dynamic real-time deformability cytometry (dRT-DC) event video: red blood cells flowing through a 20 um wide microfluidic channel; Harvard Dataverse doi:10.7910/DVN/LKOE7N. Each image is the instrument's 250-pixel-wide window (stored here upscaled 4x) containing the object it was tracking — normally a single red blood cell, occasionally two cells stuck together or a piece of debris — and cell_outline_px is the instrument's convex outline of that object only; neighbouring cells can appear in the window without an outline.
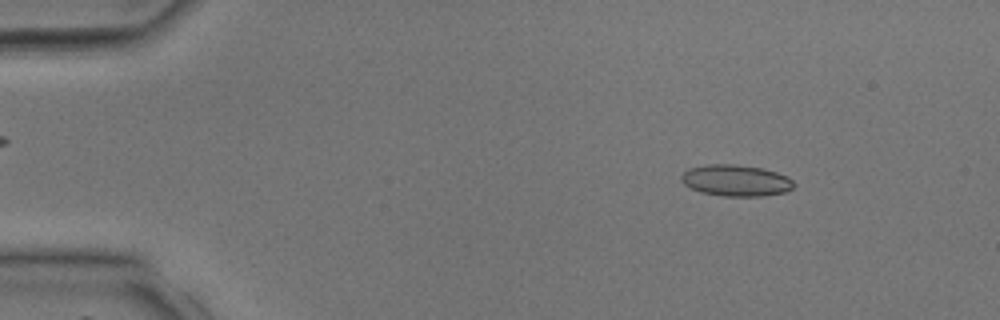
{"species": "common noctule bat (a hibernating species)", "species_latin": "Nyctalus noctula", "temperature_condition": "room temperature", "stored_images_in_passage": 35, "camera_frame_rate_fps": 3000, "um_per_image_px": 0.085, "animal": {"sex": "male", "body_mass_g": 17.9, "forearm_length_mm": 54.2}, "frame": {"image": 1, "passage_image": 2, "time_ms": 0.333, "image_size_px": [1000, 320], "cell_outline_px": [[792, 188], [784, 192], [764, 196], [724, 196], [700, 192], [684, 184], [680, 180], [680, 176], [688, 168], [708, 164], [736, 164], [760, 168], [776, 172], [788, 176], [792, 180]], "centroid_in_image_um": [62.52, 15.34], "position_along_channel_um": 22.5, "area_um2": 20.52}}
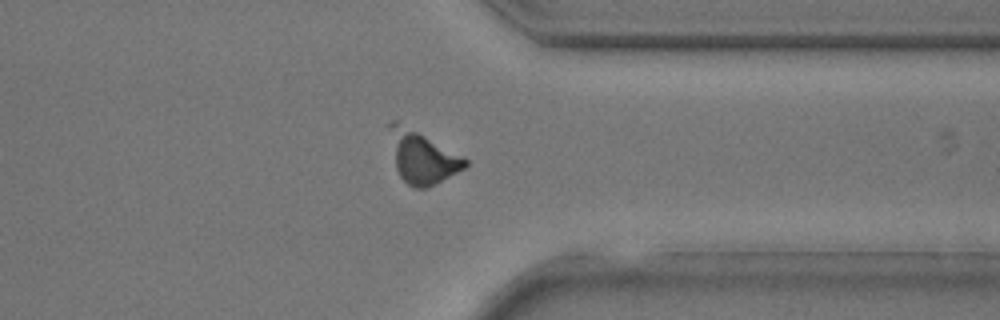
{"frame": {"image": 2, "passage_image": 27, "time_ms": 8.667, "image_size_px": [1000, 320], "cell_outline_px": [[468, 164], [464, 168], [436, 184], [424, 188], [416, 188], [408, 184], [400, 176], [396, 168], [388, 128], [388, 124], [392, 120], [396, 120], [464, 156], [468, 160]], "centroid_in_image_um": [35.89, 13.35], "position_along_channel_um": 375.5, "area_um2": 22.72}}
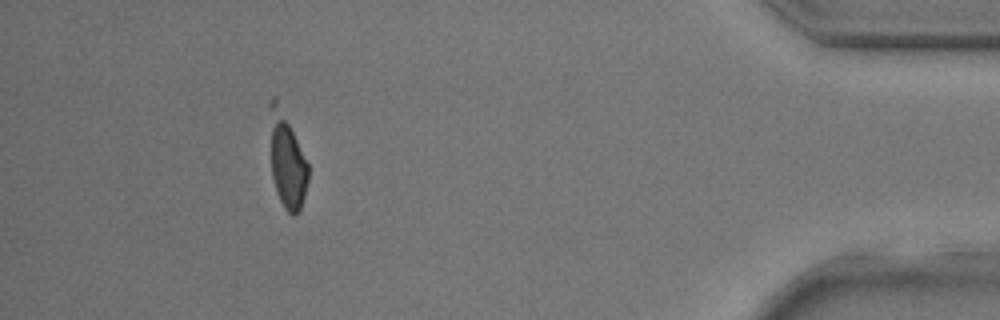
{"frame": {"image": 3, "passage_image": 32, "time_ms": 10.333, "image_size_px": [1000, 320], "cell_outline_px": [[308, 180], [304, 196], [300, 208], [296, 216], [292, 216], [284, 208], [276, 192], [272, 176], [268, 108], [268, 100], [272, 96], [276, 96], [308, 164]], "centroid_in_image_um": [24.35, 13.61], "position_along_channel_um": 410.9, "area_um2": 21.21}}